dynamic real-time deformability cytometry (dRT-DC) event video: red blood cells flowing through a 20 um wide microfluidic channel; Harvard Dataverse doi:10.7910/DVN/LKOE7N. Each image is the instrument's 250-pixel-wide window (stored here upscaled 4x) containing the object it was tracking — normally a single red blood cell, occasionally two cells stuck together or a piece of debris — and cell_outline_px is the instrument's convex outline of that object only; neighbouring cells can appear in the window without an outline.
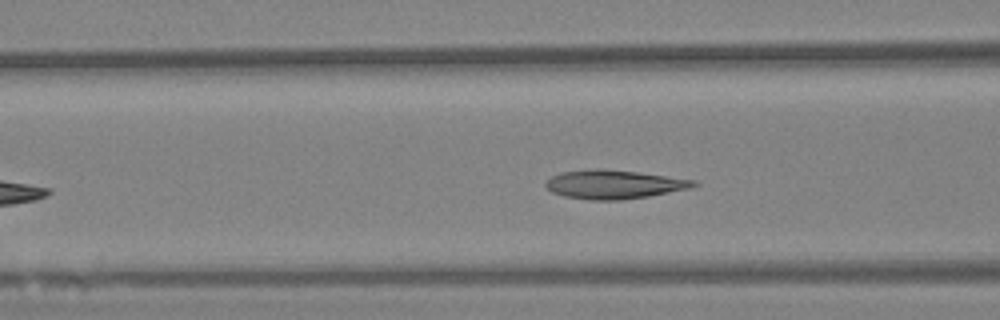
{"species": "Egyptian fruit bat (a non-hibernating species)", "species_latin": "Rousettus aegyptiacus", "temperature_condition": "warm", "stored_images_in_passage": 48, "camera_frame_rate_fps": 3000, "um_per_image_px": 0.085, "animal": {"sex": "female"}, "frame": {"image": 1, "passage_image": 14, "time_ms": 4.333, "image_size_px": [1000, 320], "cell_outline_px": [[700, 184], [692, 188], [648, 196], [620, 200], [592, 200], [564, 196], [552, 192], [544, 184], [552, 176], [560, 172], [592, 168], [596, 168], [636, 172], [696, 180]], "centroid_in_image_um": [52.2, 15.67], "position_along_channel_um": 114.4, "area_um2": 24.74}}
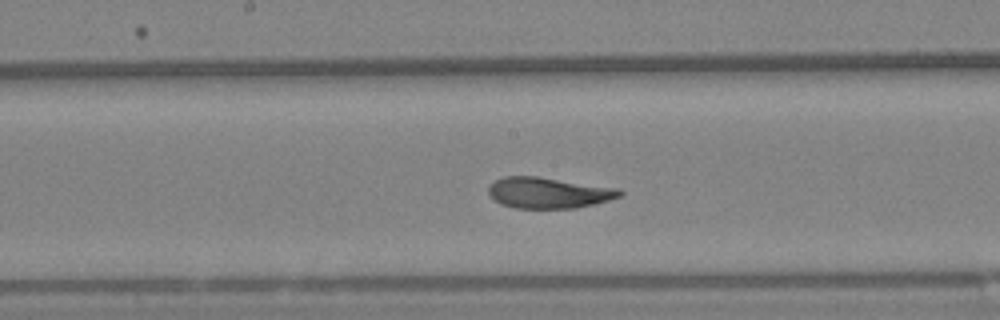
{"frame": {"image": 2, "passage_image": 22, "time_ms": 7.0, "image_size_px": [1000, 320], "cell_outline_px": [[624, 192], [620, 196], [608, 200], [576, 208], [516, 208], [500, 204], [488, 192], [488, 188], [496, 180], [504, 176], [536, 176], [620, 188]], "centroid_in_image_um": [46.64, 16.38], "position_along_channel_um": 201.6, "area_um2": 23.52}}
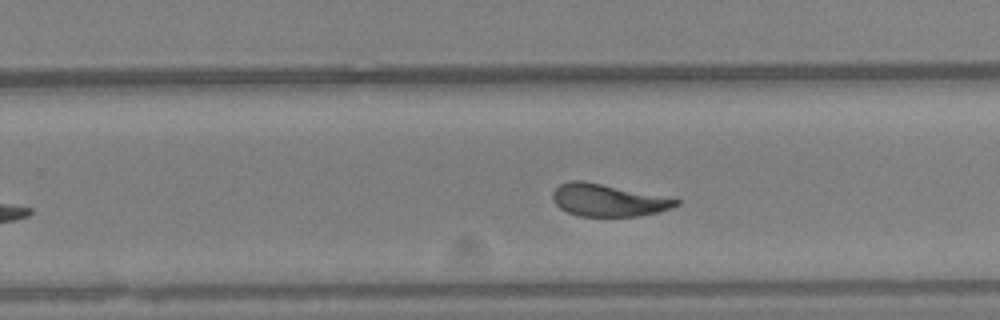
{"frame": {"image": 3, "passage_image": 29, "time_ms": 9.333, "image_size_px": [1000, 320], "cell_outline_px": [[680, 204], [672, 208], [660, 212], [640, 216], [580, 216], [568, 212], [560, 208], [552, 200], [552, 192], [560, 184], [572, 180], [584, 180], [680, 200]], "centroid_in_image_um": [51.66, 17.02], "position_along_channel_um": 278.1, "area_um2": 23.12}, "authors_computed_cell_mechanics": {"area_um2": 23.8425, "velocity_mm_per_s": 3.2903, "shape_relaxation_time_tau1_ms": 5.4689, "shape_relaxation_time_tau2_ms": 1.7307, "deformation_change_tau1": 0.1678, "deformation_change_tau2": 0.0705}}